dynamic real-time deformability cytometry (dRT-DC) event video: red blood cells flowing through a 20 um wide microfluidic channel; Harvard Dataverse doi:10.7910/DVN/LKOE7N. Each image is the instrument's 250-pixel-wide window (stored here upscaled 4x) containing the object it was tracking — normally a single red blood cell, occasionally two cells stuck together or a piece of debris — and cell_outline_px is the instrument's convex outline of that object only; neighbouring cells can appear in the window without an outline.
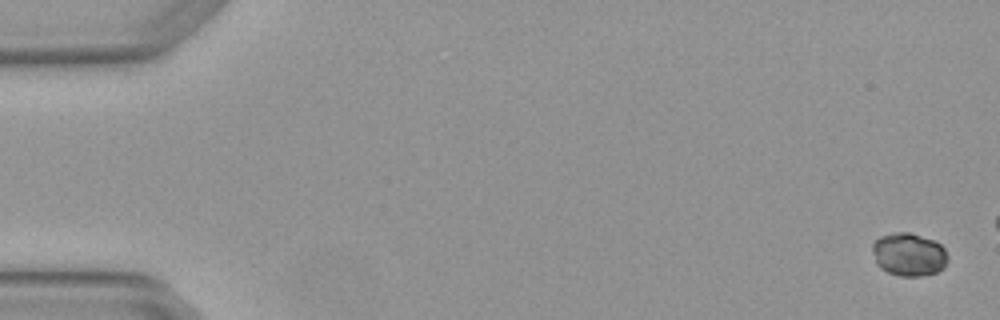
{"species": "Egyptian fruit bat (a non-hibernating species)", "species_latin": "Rousettus aegyptiacus", "temperature_condition": "warm", "stored_images_in_passage": 8, "camera_frame_rate_fps": 3000, "um_per_image_px": 0.085, "animal": {"sex": "female"}, "frame": {"image": 1, "passage_image": 1, "time_ms": 0.0, "image_size_px": [1000, 320], "cell_outline_px": [[948, 260], [944, 268], [936, 272], [920, 276], [900, 276], [888, 272], [880, 268], [876, 264], [872, 252], [872, 244], [880, 236], [896, 232], [908, 232], [932, 240], [940, 244], [944, 248], [948, 256]], "centroid_in_image_um": [77.24, 21.64], "position_along_channel_um": 7.8, "area_um2": 18.96}}
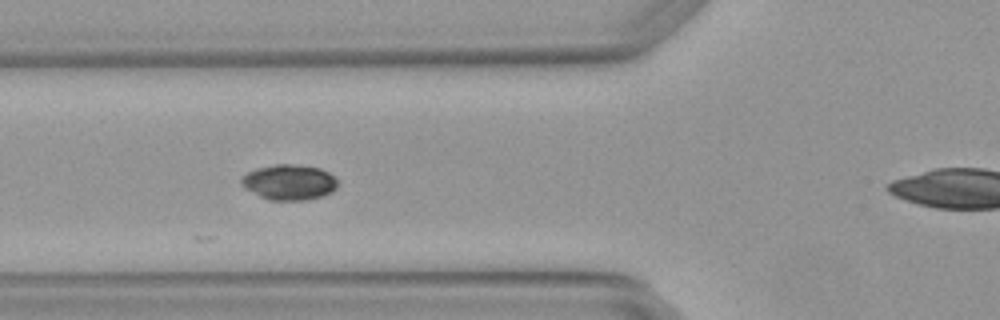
{"frame": {"image": 2, "passage_image": 6, "time_ms": 1.667, "image_size_px": [1000, 320], "cell_outline_px": [[336, 188], [324, 196], [304, 200], [268, 200], [244, 188], [240, 184], [240, 180], [248, 172], [256, 168], [276, 164], [292, 164], [320, 168], [328, 172], [336, 180]], "centroid_in_image_um": [24.55, 15.49], "position_along_channel_um": 101.3, "area_um2": 19.77}}